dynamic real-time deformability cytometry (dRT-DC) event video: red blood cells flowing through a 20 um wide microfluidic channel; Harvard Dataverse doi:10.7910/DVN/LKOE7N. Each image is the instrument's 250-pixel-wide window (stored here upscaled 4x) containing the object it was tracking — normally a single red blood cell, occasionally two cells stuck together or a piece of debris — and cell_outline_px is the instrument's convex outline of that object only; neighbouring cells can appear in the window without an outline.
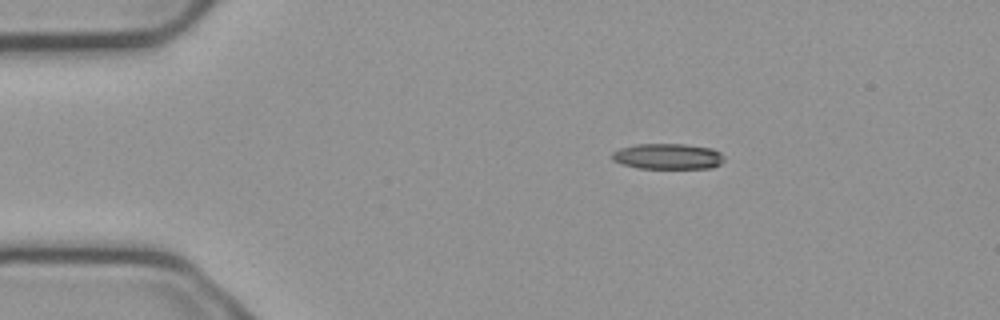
{"species": "common noctule bat (a hibernating species)", "species_latin": "Nyctalus noctula", "temperature_condition": "cold", "stored_images_in_passage": 5, "camera_frame_rate_fps": 3000, "um_per_image_px": 0.085, "animal": {"sex": "male", "body_mass_g": 23.1, "forearm_length_mm": 52.7}, "frame": {"image": 1, "passage_image": 2, "time_ms": 0.333, "image_size_px": [1000, 320], "cell_outline_px": [[724, 160], [720, 164], [712, 168], [640, 168], [620, 164], [612, 160], [612, 152], [620, 148], [636, 144], [684, 144], [712, 148], [720, 152], [724, 156]], "centroid_in_image_um": [56.76, 13.29], "position_along_channel_um": 28.2, "area_um2": 16.88}}
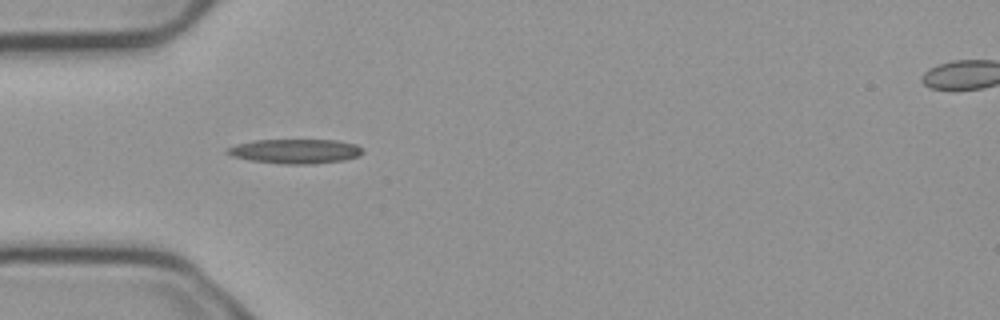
{"frame": {"image": 2, "passage_image": 4, "time_ms": 1.0, "image_size_px": [1000, 320], "cell_outline_px": [[364, 152], [360, 156], [344, 160], [312, 164], [280, 164], [252, 160], [232, 156], [224, 152], [228, 148], [236, 144], [256, 140], [336, 140], [356, 144]], "centroid_in_image_um": [25.11, 12.86], "position_along_channel_um": 59.9, "area_um2": 19.31}}
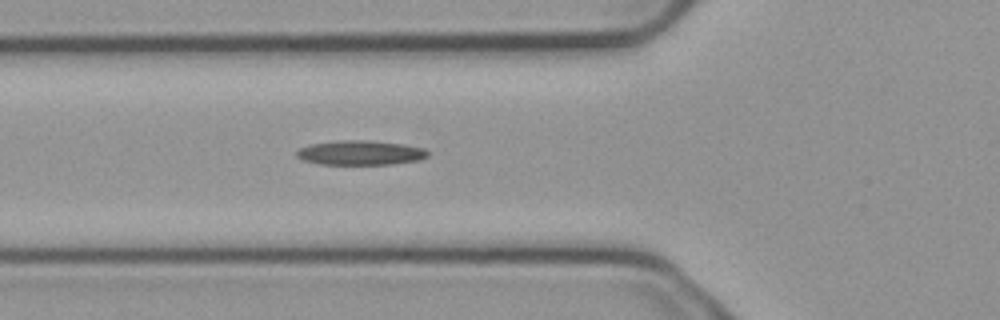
{"frame": {"image": 3, "passage_image": 5, "time_ms": 1.333, "image_size_px": [1000, 320], "cell_outline_px": [[428, 156], [420, 160], [392, 164], [320, 164], [304, 160], [296, 156], [296, 152], [300, 148], [308, 144], [340, 140], [372, 140], [404, 144], [424, 148], [428, 152]], "centroid_in_image_um": [30.64, 12.97], "position_along_channel_um": 95.2, "area_um2": 18.84}}